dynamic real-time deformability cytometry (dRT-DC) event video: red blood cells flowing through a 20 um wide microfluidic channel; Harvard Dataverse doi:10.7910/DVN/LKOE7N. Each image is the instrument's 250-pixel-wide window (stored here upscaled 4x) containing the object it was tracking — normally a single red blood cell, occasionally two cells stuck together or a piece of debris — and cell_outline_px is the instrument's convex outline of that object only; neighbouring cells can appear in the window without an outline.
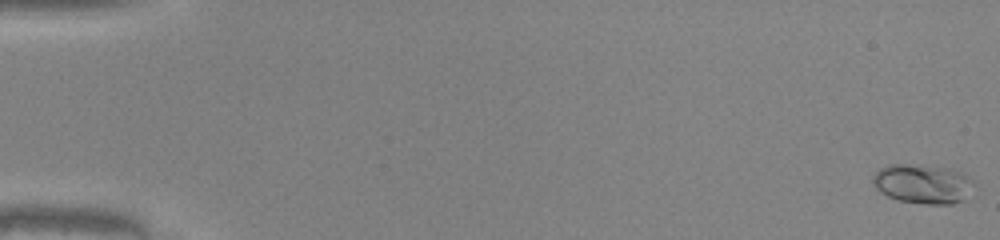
{"species": "common noctule bat (a hibernating species)", "species_latin": "Nyctalus noctula", "temperature_condition": "warm", "stored_images_in_passage": 51, "camera_frame_rate_fps": 3000, "um_per_image_px": 0.085, "animal": {"sex": "male", "body_mass_g": 20.0, "forearm_length_mm": 53.3}, "frame": {"image": 1, "passage_image": 1, "time_ms": 0.0, "image_size_px": [1000, 240], "cell_outline_px": [[972, 184], [960, 200], [952, 204], [928, 204], [900, 200], [888, 196], [880, 192], [876, 188], [872, 180], [872, 176], [880, 168], [888, 164], [908, 164], [948, 168], [964, 172], [972, 180]], "centroid_in_image_um": [78.37, 15.6], "position_along_channel_um": 6.6, "area_um2": 22.72}}
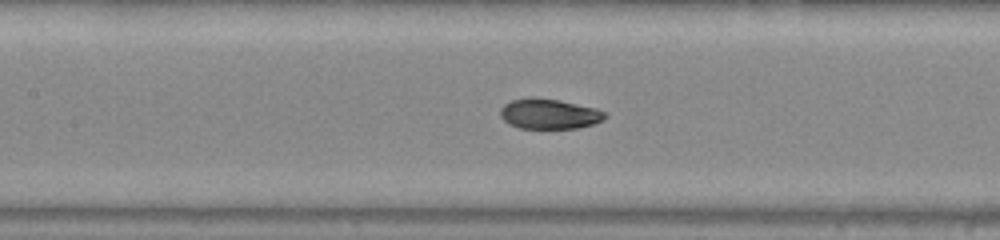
{"frame": {"image": 2, "passage_image": 25, "time_ms": 8.0, "image_size_px": [1000, 240], "cell_outline_px": [[608, 116], [604, 120], [592, 124], [576, 128], [520, 128], [508, 124], [500, 116], [500, 108], [504, 104], [512, 100], [532, 96], [560, 100], [596, 108], [608, 112]], "centroid_in_image_um": [46.69, 9.66], "position_along_channel_um": 160.7, "area_um2": 18.67}}
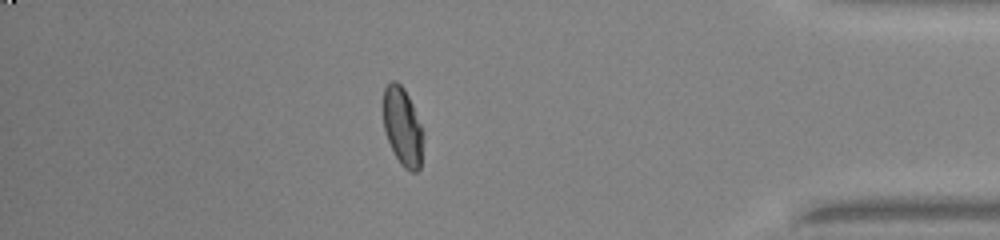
{"frame": {"image": 3, "passage_image": 45, "time_ms": 14.667, "image_size_px": [1000, 240], "cell_outline_px": [[424, 136], [420, 168], [416, 172], [412, 172], [404, 168], [400, 164], [388, 140], [384, 128], [384, 88], [392, 80], [396, 80], [404, 88], [412, 104], [420, 124]], "centroid_in_image_um": [34.23, 10.79], "position_along_channel_um": 401.0, "area_um2": 18.03}, "authors_computed_cell_mechanics": {"area_um2": 18.6694, "velocity_mm_per_s": 4.122, "shape_relaxation_time_tau1_ms": 4.3025, "shape_relaxation_time_tau2_ms": 1.1797, "deformation_change_tau1": 0.1705, "deformation_change_tau2": 0.0498}}